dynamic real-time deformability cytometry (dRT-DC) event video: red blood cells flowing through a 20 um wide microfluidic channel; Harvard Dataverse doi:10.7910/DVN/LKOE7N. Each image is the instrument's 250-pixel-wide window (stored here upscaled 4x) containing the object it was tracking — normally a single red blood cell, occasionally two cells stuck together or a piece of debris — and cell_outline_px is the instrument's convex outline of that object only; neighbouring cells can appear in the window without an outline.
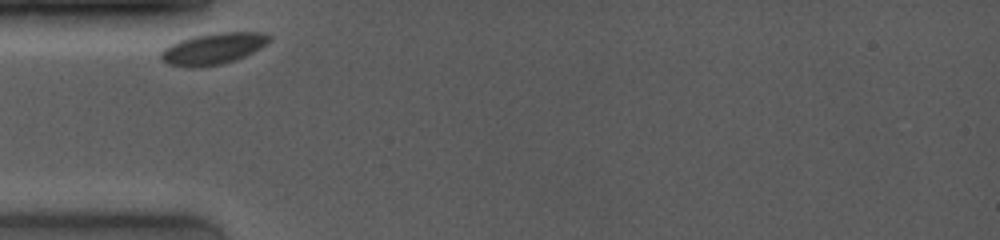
{"species": "common noctule bat (a hibernating species)", "species_latin": "Nyctalus noctula", "temperature_condition": "room temperature", "stored_images_in_passage": 39, "camera_frame_rate_fps": 4000, "um_per_image_px": 0.085, "animal": {"sex": "female", "body_mass_g": 19.0, "forearm_length_mm": 53.3}, "frame": {"image": 1, "passage_image": 1, "time_ms": 0.0, "image_size_px": [1000, 240], "cell_outline_px": [[272, 36], [260, 48], [236, 60], [220, 64], [196, 68], [188, 68], [168, 64], [160, 60], [160, 52], [164, 48], [180, 40], [192, 36], [216, 32], [264, 32]], "centroid_in_image_um": [18.07, 4.14], "position_along_channel_um": 66.9, "area_um2": 19.88}}
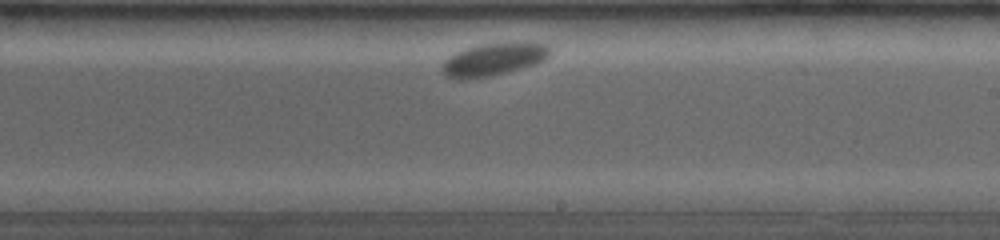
{"frame": {"image": 2, "passage_image": 22, "time_ms": 5.25, "image_size_px": [1000, 240], "cell_outline_px": [[552, 52], [544, 60], [536, 64], [508, 72], [492, 76], [468, 80], [452, 80], [444, 76], [440, 68], [440, 64], [448, 56], [456, 52], [480, 44], [512, 40], [528, 40], [548, 44], [552, 48]], "centroid_in_image_um": [41.97, 5.03], "position_along_channel_um": 247.0, "area_um2": 21.85}}
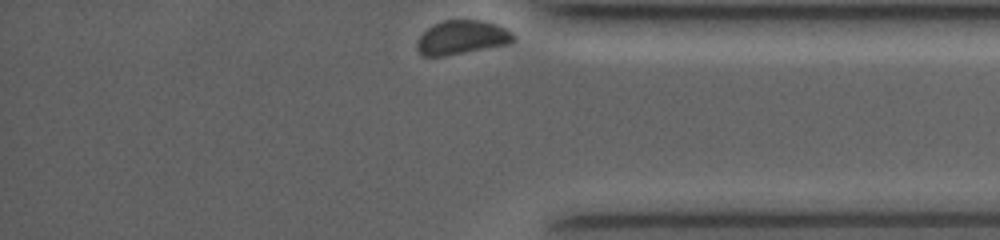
{"frame": {"image": 3, "passage_image": 39, "time_ms": 9.5, "image_size_px": [1000, 240], "cell_outline_px": [[516, 40], [508, 44], [444, 56], [420, 56], [416, 48], [416, 44], [420, 36], [428, 28], [444, 20], [480, 20], [496, 24], [508, 28], [516, 36]], "centroid_in_image_um": [39.28, 3.19], "position_along_channel_um": 395.9, "area_um2": 19.13}}